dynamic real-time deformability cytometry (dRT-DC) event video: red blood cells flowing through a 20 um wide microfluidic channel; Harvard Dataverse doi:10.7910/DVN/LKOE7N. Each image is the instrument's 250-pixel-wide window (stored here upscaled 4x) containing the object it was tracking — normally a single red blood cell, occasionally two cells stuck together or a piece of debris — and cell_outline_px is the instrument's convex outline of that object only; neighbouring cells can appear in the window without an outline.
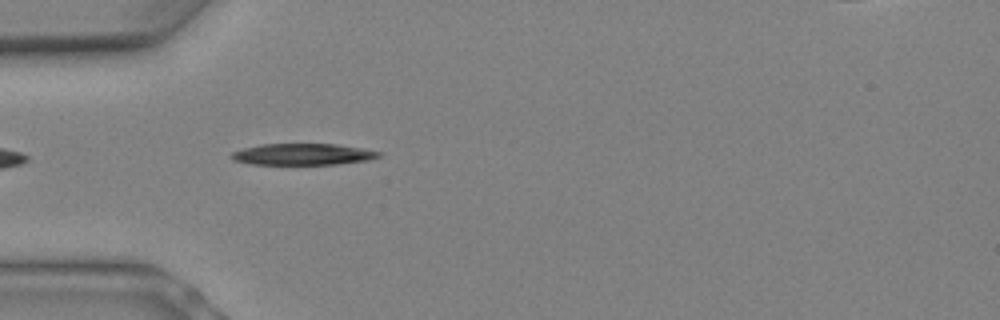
{"species": "Egyptian fruit bat (a non-hibernating species)", "species_latin": "Rousettus aegyptiacus", "temperature_condition": "warm", "stored_images_in_passage": 7, "segment_of_instrument_passage": [2, 2], "camera_frame_rate_fps": 3000, "um_per_image_px": 0.085, "animal": {"sex": "female"}, "frame": {"image": 1, "passage_image": 7, "time_ms": 2.0, "image_size_px": [1000, 320], "cell_outline_px": [[384, 156], [368, 160], [336, 164], [252, 164], [232, 160], [228, 156], [232, 152], [244, 148], [260, 144], [336, 144], [364, 148], [384, 152]], "centroid_in_image_um": [25.79, 13.11], "position_along_channel_um": 59.2, "area_um2": 18.61}}